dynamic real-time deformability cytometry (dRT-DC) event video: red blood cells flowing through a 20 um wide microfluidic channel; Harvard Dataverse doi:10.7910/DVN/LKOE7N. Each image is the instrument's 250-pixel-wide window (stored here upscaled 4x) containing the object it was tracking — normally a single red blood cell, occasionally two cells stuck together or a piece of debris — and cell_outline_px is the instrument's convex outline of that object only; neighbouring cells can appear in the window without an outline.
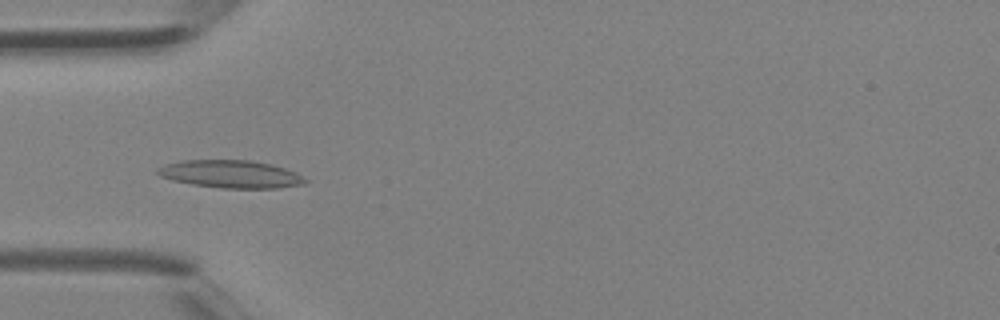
{"species": "Egyptian fruit bat (a non-hibernating species)", "species_latin": "Rousettus aegyptiacus", "temperature_condition": "room temperature", "stored_images_in_passage": 37, "camera_frame_rate_fps": 3000, "um_per_image_px": 0.085, "animal": {"sex": "female"}, "frame": {"image": 1, "passage_image": 10, "time_ms": 3.0, "image_size_px": [1000, 320], "cell_outline_px": [[308, 180], [304, 184], [276, 188], [220, 188], [192, 184], [172, 180], [160, 176], [156, 172], [156, 168], [180, 160], [252, 160], [272, 164], [296, 172]], "centroid_in_image_um": [19.62, 14.79], "position_along_channel_um": 65.4, "area_um2": 23.87}}
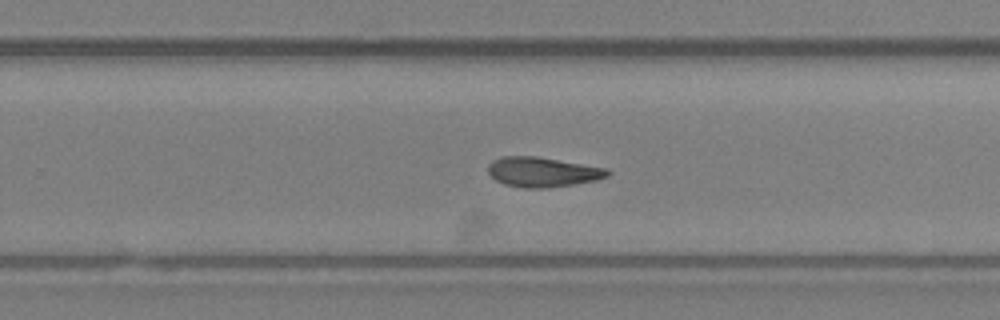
{"frame": {"image": 2, "passage_image": 23, "time_ms": 7.333, "image_size_px": [1000, 320], "cell_outline_px": [[612, 172], [608, 176], [596, 180], [548, 188], [524, 188], [504, 184], [496, 180], [488, 172], [488, 164], [492, 160], [504, 156], [536, 156], [608, 168]], "centroid_in_image_um": [46.13, 14.61], "position_along_channel_um": 283.7, "area_um2": 20.81}}
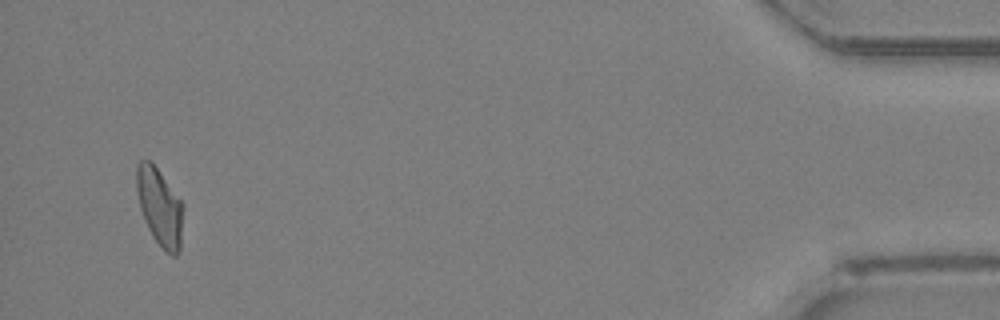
{"frame": {"image": 3, "passage_image": 36, "time_ms": 11.667, "image_size_px": [1000, 320], "cell_outline_px": [[184, 208], [180, 252], [176, 256], [172, 256], [152, 236], [148, 228], [140, 208], [136, 188], [136, 164], [140, 160], [148, 160], [156, 168], [184, 204]], "centroid_in_image_um": [13.59, 17.6], "position_along_channel_um": 421.6, "area_um2": 20.92}}